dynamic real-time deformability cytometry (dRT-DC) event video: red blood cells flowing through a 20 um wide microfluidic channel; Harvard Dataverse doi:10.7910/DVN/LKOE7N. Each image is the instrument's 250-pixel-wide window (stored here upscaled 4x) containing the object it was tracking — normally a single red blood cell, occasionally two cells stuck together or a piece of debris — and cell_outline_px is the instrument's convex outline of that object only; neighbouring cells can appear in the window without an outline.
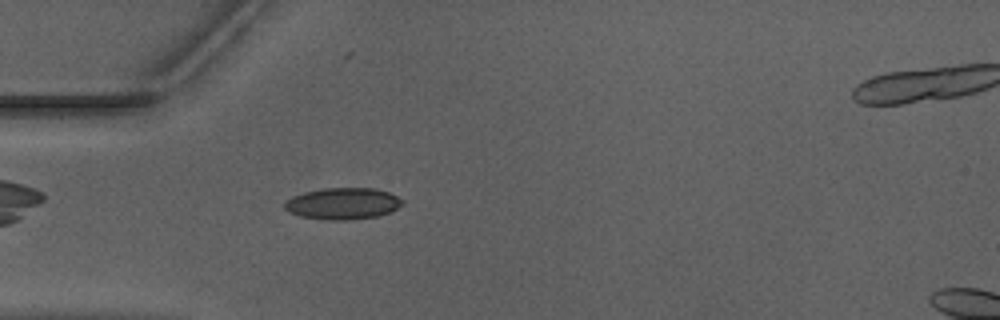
{"species": "Egyptian fruit bat (a non-hibernating species)", "species_latin": "Rousettus aegyptiacus", "temperature_condition": "warm", "stored_images_in_passage": 39, "camera_frame_rate_fps": 3000, "um_per_image_px": 0.085, "animal": {"sex": "male"}, "frame": {"image": 1, "passage_image": 3, "time_ms": 0.667, "image_size_px": [1000, 320], "cell_outline_px": [[404, 200], [392, 212], [376, 216], [344, 220], [328, 220], [300, 216], [288, 212], [284, 208], [284, 204], [292, 196], [304, 192], [324, 188], [376, 188], [388, 192]], "centroid_in_image_um": [29.12, 17.3], "position_along_channel_um": 55.9, "area_um2": 21.56}}
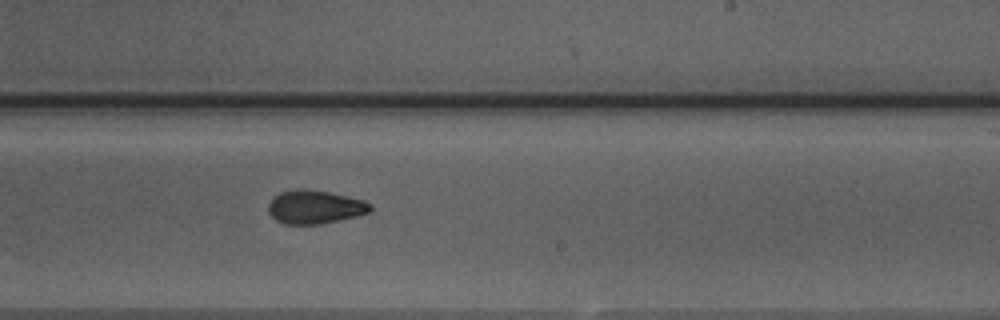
{"frame": {"image": 2, "passage_image": 19, "time_ms": 6.0, "image_size_px": [1000, 320], "cell_outline_px": [[372, 208], [368, 212], [356, 216], [320, 224], [284, 224], [276, 220], [268, 212], [268, 204], [272, 196], [280, 192], [300, 188], [304, 188], [328, 192], [364, 200], [372, 204]], "centroid_in_image_um": [26.72, 17.58], "position_along_channel_um": 262.3, "area_um2": 19.94}}
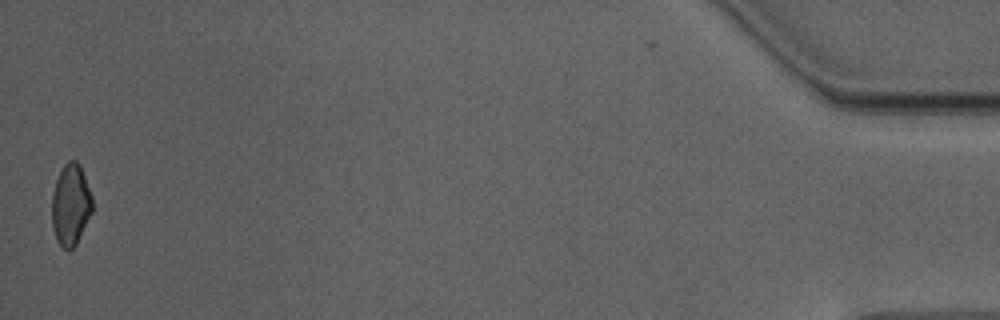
{"frame": {"image": 3, "passage_image": 39, "time_ms": 12.667, "image_size_px": [1000, 320], "cell_outline_px": [[92, 212], [76, 244], [72, 248], [64, 248], [56, 240], [52, 228], [52, 192], [56, 180], [64, 164], [68, 160], [76, 160], [80, 164], [92, 196]], "centroid_in_image_um": [6.0, 17.38], "position_along_channel_um": 429.2, "area_um2": 19.13}, "authors_computed_cell_mechanics": {"area_um2": 19.941, "velocity_mm_per_s": 3.9807, "shape_relaxation_time_tau1_ms": null, "shape_relaxation_time_tau2_ms": 1.8892, "deformation_change_tau1": null, "deformation_change_tau2": 0.0752}}